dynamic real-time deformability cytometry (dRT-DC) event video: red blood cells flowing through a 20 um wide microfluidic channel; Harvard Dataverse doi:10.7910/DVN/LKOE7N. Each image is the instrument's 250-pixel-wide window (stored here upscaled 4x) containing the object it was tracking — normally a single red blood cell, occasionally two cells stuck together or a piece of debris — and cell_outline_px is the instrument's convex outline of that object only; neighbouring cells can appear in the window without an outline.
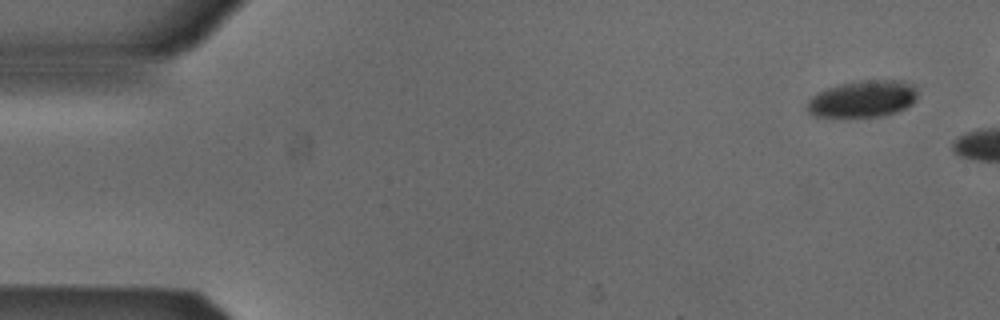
{"species": "Egyptian fruit bat (a non-hibernating species)", "species_latin": "Rousettus aegyptiacus", "temperature_condition": "cold", "stored_images_in_passage": 2, "camera_frame_rate_fps": 3000, "um_per_image_px": 0.085, "animal": {"sex": "male"}, "frame": {"image": 1, "passage_image": 1, "time_ms": 0.0, "image_size_px": [1000, 320], "cell_outline_px": [[916, 100], [912, 104], [896, 112], [880, 116], [812, 116], [804, 108], [804, 104], [812, 96], [828, 88], [840, 84], [864, 80], [904, 80], [912, 84], [916, 88]], "centroid_in_image_um": [73.32, 8.4], "position_along_channel_um": 11.7, "area_um2": 23.64}}